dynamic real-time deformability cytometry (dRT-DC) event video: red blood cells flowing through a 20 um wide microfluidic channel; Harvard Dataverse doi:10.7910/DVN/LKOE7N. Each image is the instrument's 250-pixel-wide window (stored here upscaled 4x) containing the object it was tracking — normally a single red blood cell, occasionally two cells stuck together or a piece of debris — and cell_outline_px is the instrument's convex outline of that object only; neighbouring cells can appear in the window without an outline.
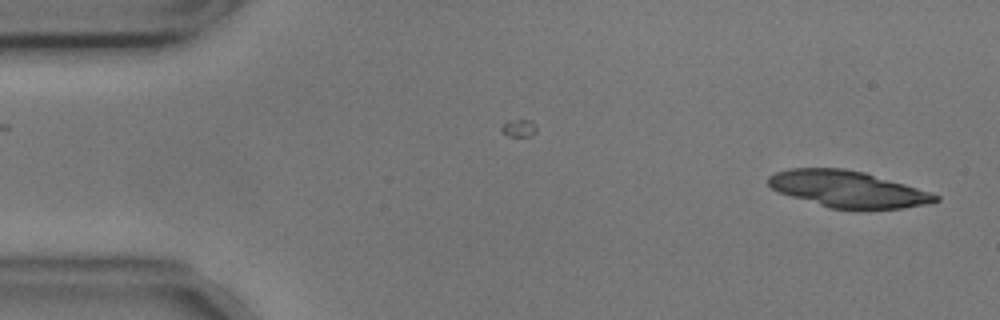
{"species": "common noctule bat (a hibernating species)", "species_latin": "Nyctalus noctula", "temperature_condition": "cold", "stored_images_in_passage": 54, "camera_frame_rate_fps": 3000, "um_per_image_px": 0.085, "animal": {"sex": "male", "body_mass_g": 17.9, "forearm_length_mm": 54.2}, "frame": {"image": 1, "passage_image": 1, "time_ms": 0.0, "image_size_px": [1000, 320], "cell_outline_px": [[940, 200], [928, 204], [900, 208], [828, 208], [780, 192], [772, 188], [768, 184], [768, 176], [776, 172], [788, 168], [844, 168], [864, 172], [904, 184], [940, 196]], "centroid_in_image_um": [72.03, 16.06], "position_along_channel_um": 13.0, "area_um2": 34.91}}
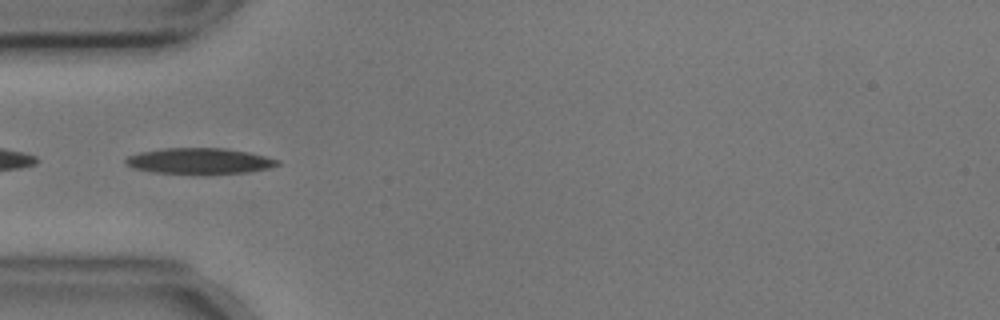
{"frame": {"image": 2, "passage_image": 15, "time_ms": 4.667, "image_size_px": [1000, 320], "cell_outline_px": [[280, 164], [268, 168], [248, 172], [156, 172], [132, 168], [124, 164], [124, 160], [128, 156], [140, 152], [164, 148], [224, 148], [248, 152], [280, 160]], "centroid_in_image_um": [16.93, 13.65], "position_along_channel_um": 68.1, "area_um2": 22.2}}
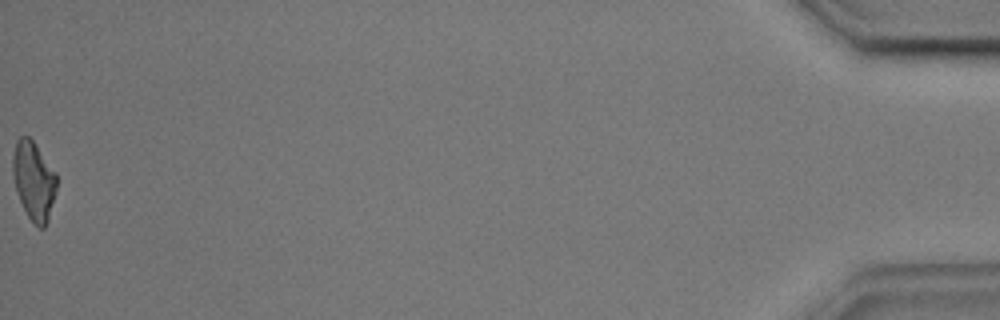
{"frame": {"image": 3, "passage_image": 54, "time_ms": 17.667, "image_size_px": [1000, 320], "cell_outline_px": [[56, 192], [48, 220], [44, 228], [40, 228], [28, 216], [16, 192], [12, 176], [12, 156], [16, 140], [20, 136], [28, 136], [32, 140], [56, 172]], "centroid_in_image_um": [2.85, 15.33], "position_along_channel_um": 432.3, "area_um2": 20.06}, "authors_computed_cell_mechanics": {"area_um2": 21.5594, "velocity_mm_per_s": 3.5851, "shape_relaxation_time_tau1_ms": 6.6426, "shape_relaxation_time_tau2_ms": 5.8105, "deformation_change_tau1": 0.2024, "deformation_change_tau2": 0.1642}}